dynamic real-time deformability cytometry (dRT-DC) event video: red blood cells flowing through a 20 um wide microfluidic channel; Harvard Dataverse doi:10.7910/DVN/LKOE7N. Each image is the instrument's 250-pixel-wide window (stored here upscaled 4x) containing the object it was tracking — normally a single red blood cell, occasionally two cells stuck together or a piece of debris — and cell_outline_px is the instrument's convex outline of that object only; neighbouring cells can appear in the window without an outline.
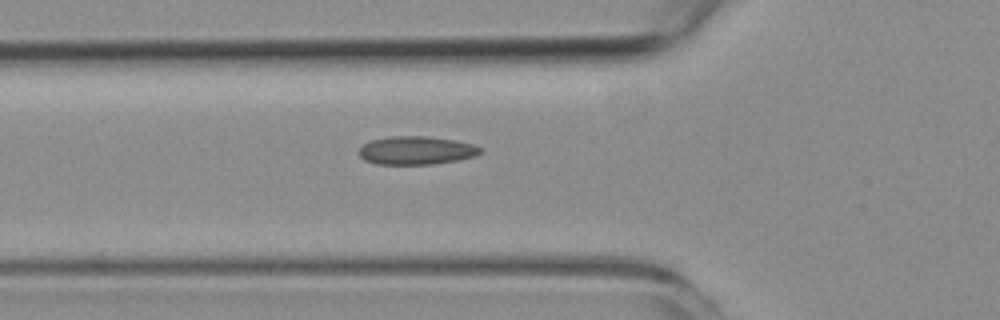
{"species": "common noctule bat (a hibernating species)", "species_latin": "Nyctalus noctula", "temperature_condition": "room temperature", "stored_images_in_passage": 7, "camera_frame_rate_fps": 3000, "um_per_image_px": 0.085, "animal": {"sex": "female", "body_mass_g": 19.3, "forearm_length_mm": 54.1}, "frame": {"image": 1, "passage_image": 7, "time_ms": 8.0, "image_size_px": [1000, 320], "cell_outline_px": [[480, 152], [476, 156], [456, 160], [432, 164], [376, 164], [364, 160], [360, 156], [360, 148], [364, 144], [372, 140], [392, 136], [428, 136], [452, 140], [472, 144], [480, 148]], "centroid_in_image_um": [35.36, 12.79], "position_along_channel_um": 90.4, "area_um2": 19.71}}